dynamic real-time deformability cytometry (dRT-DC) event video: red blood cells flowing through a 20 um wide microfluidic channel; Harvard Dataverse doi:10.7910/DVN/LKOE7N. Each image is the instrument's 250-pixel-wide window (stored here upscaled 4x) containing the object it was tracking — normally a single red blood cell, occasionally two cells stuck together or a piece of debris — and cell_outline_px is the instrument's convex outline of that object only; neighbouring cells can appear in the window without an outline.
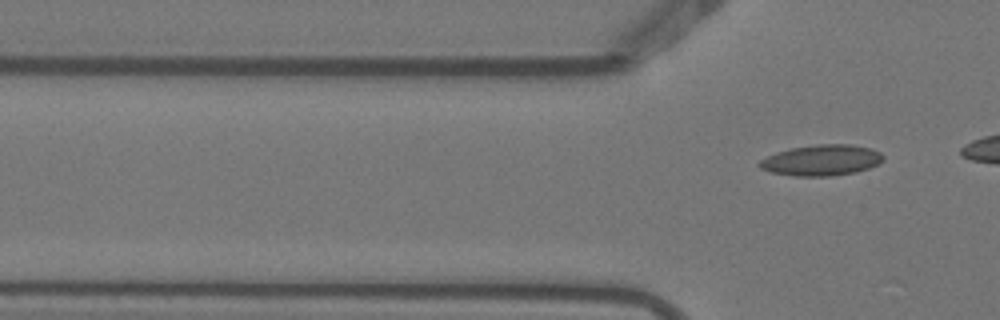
{"species": "Egyptian fruit bat (a non-hibernating species)", "species_latin": "Rousettus aegyptiacus", "temperature_condition": "warm", "stored_images_in_passage": 3, "segment_of_instrument_passage": [2, 2], "camera_frame_rate_fps": 3000, "um_per_image_px": 0.085, "animal": {"sex": "female"}, "frame": {"image": 1, "passage_image": 3, "time_ms": 0.667, "image_size_px": [1000, 320], "cell_outline_px": [[884, 160], [868, 168], [856, 172], [828, 176], [792, 176], [772, 172], [760, 168], [756, 164], [760, 160], [776, 152], [792, 148], [816, 144], [852, 144], [872, 148], [880, 152], [884, 156]], "centroid_in_image_um": [69.83, 13.61], "position_along_channel_um": 56.0, "area_um2": 22.31}}